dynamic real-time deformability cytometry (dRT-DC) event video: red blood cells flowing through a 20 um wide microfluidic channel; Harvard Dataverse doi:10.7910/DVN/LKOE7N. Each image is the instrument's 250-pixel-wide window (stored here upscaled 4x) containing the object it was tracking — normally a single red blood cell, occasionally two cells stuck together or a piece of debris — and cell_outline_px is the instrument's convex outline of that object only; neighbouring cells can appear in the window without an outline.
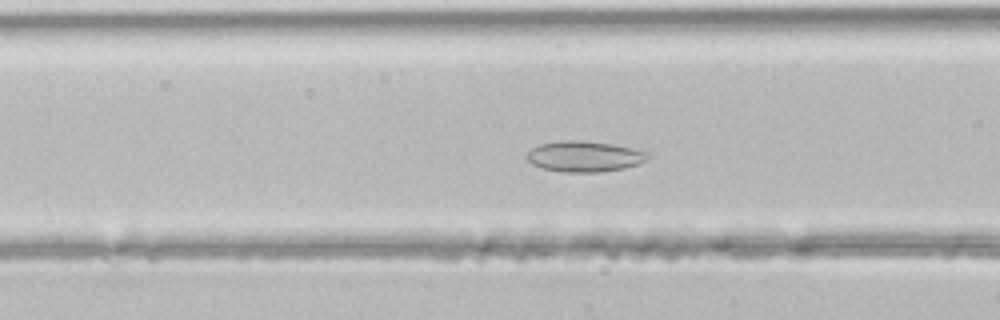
{"species": "common noctule bat (a hibernating species)", "species_latin": "Nyctalus noctula", "temperature_condition": "room temperature", "stored_images_in_passage": 35, "segment_of_instrument_passage": [1, 2], "camera_frame_rate_fps": 3000, "um_per_image_px": 0.085, "animal": {"sex": "male", "body_mass_g": 21.5, "forearm_length_mm": 52.0}, "frame": {"image": 1, "passage_image": 7, "time_ms": 2.0, "image_size_px": [1000, 320], "cell_outline_px": [[652, 156], [648, 160], [624, 168], [600, 172], [564, 172], [544, 168], [532, 164], [524, 156], [532, 148], [540, 144], [564, 140], [580, 140], [612, 144], [652, 152]], "centroid_in_image_um": [49.72, 13.29], "position_along_channel_um": 116.9, "area_um2": 21.79}}
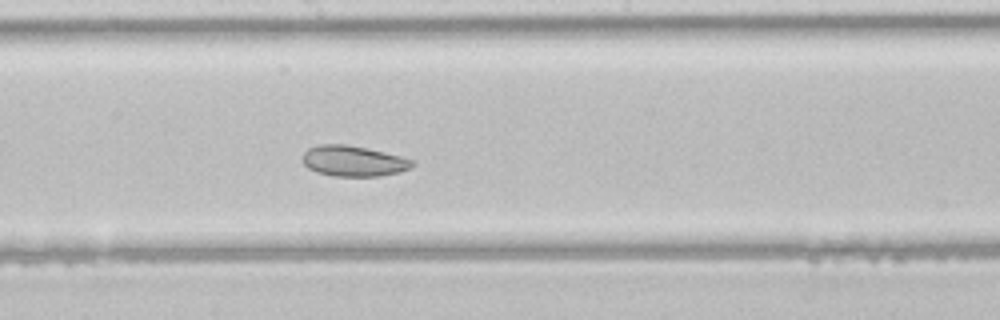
{"frame": {"image": 2, "passage_image": 14, "time_ms": 4.333, "image_size_px": [1000, 320], "cell_outline_px": [[416, 164], [412, 168], [380, 176], [332, 176], [316, 172], [308, 168], [304, 164], [304, 152], [308, 148], [320, 144], [344, 144], [364, 148], [400, 156], [416, 160]], "centroid_in_image_um": [30.06, 13.69], "position_along_channel_um": 218.1, "area_um2": 19.48}}
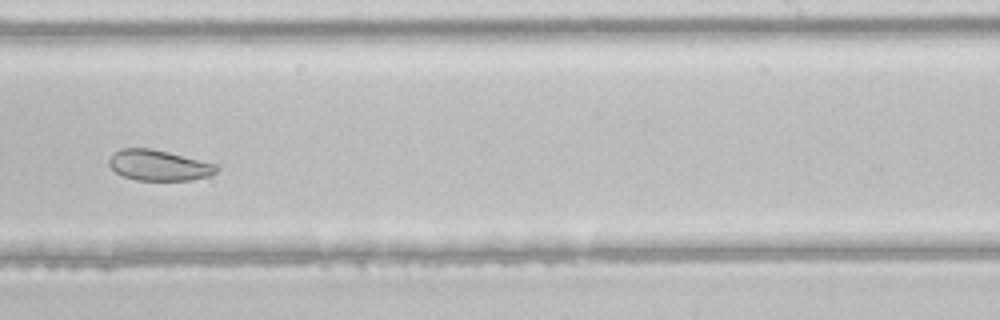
{"frame": {"image": 3, "passage_image": 18, "time_ms": 5.667, "image_size_px": [1000, 320], "cell_outline_px": [[220, 168], [216, 172], [208, 176], [192, 180], [136, 180], [124, 176], [116, 172], [108, 164], [108, 160], [120, 148], [148, 148], [168, 152], [216, 164]], "centroid_in_image_um": [13.5, 14.05], "position_along_channel_um": 275.5, "area_um2": 19.02}}